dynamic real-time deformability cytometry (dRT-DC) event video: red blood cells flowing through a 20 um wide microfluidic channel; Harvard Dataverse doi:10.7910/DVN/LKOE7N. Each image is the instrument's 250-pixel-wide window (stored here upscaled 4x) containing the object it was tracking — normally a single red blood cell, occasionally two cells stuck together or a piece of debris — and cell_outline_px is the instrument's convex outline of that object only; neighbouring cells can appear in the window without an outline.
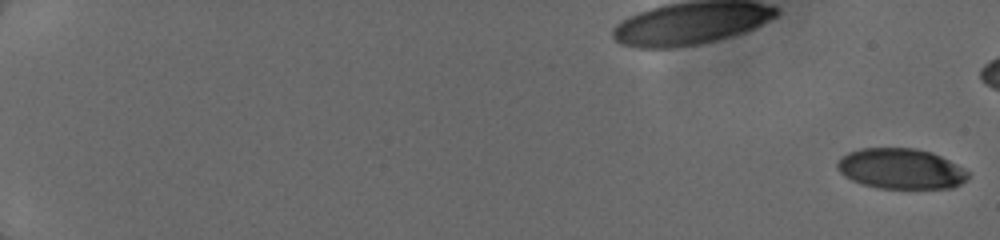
{"species": "human", "species_latin": "Homo sapiens", "temperature_condition": "cold", "stored_images_in_passage": 32, "camera_frame_rate_fps": 3000, "um_per_image_px": 0.085, "donor": {"sex": "female"}, "frame": {"image": 1, "passage_image": 1, "time_ms": 0.0, "image_size_px": [1000, 240], "cell_outline_px": [[968, 176], [960, 184], [952, 188], [880, 188], [864, 184], [852, 180], [844, 176], [836, 168], [836, 164], [840, 156], [848, 152], [860, 148], [916, 148], [932, 152], [956, 164], [968, 172]], "centroid_in_image_um": [76.53, 14.33], "position_along_channel_um": 8.5, "area_um2": 30.75}}
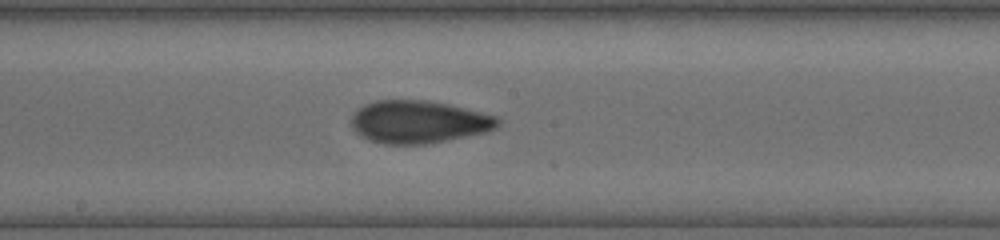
{"frame": {"image": 2, "passage_image": 21, "time_ms": 10.333, "image_size_px": [1000, 240], "cell_outline_px": [[500, 124], [496, 128], [488, 132], [424, 144], [384, 144], [368, 140], [360, 136], [352, 128], [352, 116], [364, 104], [376, 100], [428, 100], [448, 104], [496, 116], [500, 120]], "centroid_in_image_um": [35.58, 10.36], "position_along_channel_um": 212.6, "area_um2": 36.36}}
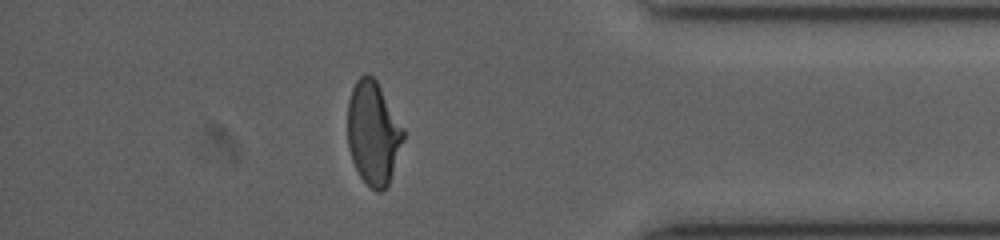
{"frame": {"image": 3, "passage_image": 29, "time_ms": 15.333, "image_size_px": [1000, 240], "cell_outline_px": [[404, 140], [388, 184], [380, 192], [376, 192], [360, 176], [352, 160], [348, 148], [348, 100], [352, 88], [356, 80], [364, 72], [368, 72], [376, 80], [404, 128]], "centroid_in_image_um": [31.72, 11.27], "position_along_channel_um": 403.5, "area_um2": 33.52}}